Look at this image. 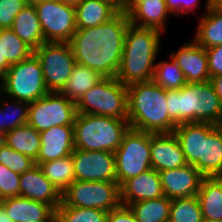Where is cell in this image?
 I'll return each instance as SVG.
<instances>
[{"instance_id": "1", "label": "cell", "mask_w": 222, "mask_h": 222, "mask_svg": "<svg viewBox=\"0 0 222 222\" xmlns=\"http://www.w3.org/2000/svg\"><path fill=\"white\" fill-rule=\"evenodd\" d=\"M129 23L128 15L119 11L102 25L77 29L68 42L76 63L86 65L102 77H115Z\"/></svg>"}, {"instance_id": "2", "label": "cell", "mask_w": 222, "mask_h": 222, "mask_svg": "<svg viewBox=\"0 0 222 222\" xmlns=\"http://www.w3.org/2000/svg\"><path fill=\"white\" fill-rule=\"evenodd\" d=\"M162 32L129 23L116 78L125 86L152 80Z\"/></svg>"}, {"instance_id": "3", "label": "cell", "mask_w": 222, "mask_h": 222, "mask_svg": "<svg viewBox=\"0 0 222 222\" xmlns=\"http://www.w3.org/2000/svg\"><path fill=\"white\" fill-rule=\"evenodd\" d=\"M167 90L153 80L127 86L130 128L150 133H170L177 124L169 117Z\"/></svg>"}, {"instance_id": "4", "label": "cell", "mask_w": 222, "mask_h": 222, "mask_svg": "<svg viewBox=\"0 0 222 222\" xmlns=\"http://www.w3.org/2000/svg\"><path fill=\"white\" fill-rule=\"evenodd\" d=\"M169 117L182 123L222 125V104L210 81L187 83L179 90H167Z\"/></svg>"}, {"instance_id": "5", "label": "cell", "mask_w": 222, "mask_h": 222, "mask_svg": "<svg viewBox=\"0 0 222 222\" xmlns=\"http://www.w3.org/2000/svg\"><path fill=\"white\" fill-rule=\"evenodd\" d=\"M128 120L77 113L74 124V146L87 151L115 152L129 130Z\"/></svg>"}, {"instance_id": "6", "label": "cell", "mask_w": 222, "mask_h": 222, "mask_svg": "<svg viewBox=\"0 0 222 222\" xmlns=\"http://www.w3.org/2000/svg\"><path fill=\"white\" fill-rule=\"evenodd\" d=\"M77 113L128 120L127 86L116 77H104L75 103Z\"/></svg>"}, {"instance_id": "7", "label": "cell", "mask_w": 222, "mask_h": 222, "mask_svg": "<svg viewBox=\"0 0 222 222\" xmlns=\"http://www.w3.org/2000/svg\"><path fill=\"white\" fill-rule=\"evenodd\" d=\"M5 96L28 104L45 96L46 87L42 66L33 53L30 57L13 64L4 74Z\"/></svg>"}, {"instance_id": "8", "label": "cell", "mask_w": 222, "mask_h": 222, "mask_svg": "<svg viewBox=\"0 0 222 222\" xmlns=\"http://www.w3.org/2000/svg\"><path fill=\"white\" fill-rule=\"evenodd\" d=\"M151 133L129 128L122 143L114 152L117 183L121 185L129 178L152 169Z\"/></svg>"}, {"instance_id": "9", "label": "cell", "mask_w": 222, "mask_h": 222, "mask_svg": "<svg viewBox=\"0 0 222 222\" xmlns=\"http://www.w3.org/2000/svg\"><path fill=\"white\" fill-rule=\"evenodd\" d=\"M61 205L97 208L110 212L122 205L120 185L109 181L75 180L62 193Z\"/></svg>"}, {"instance_id": "10", "label": "cell", "mask_w": 222, "mask_h": 222, "mask_svg": "<svg viewBox=\"0 0 222 222\" xmlns=\"http://www.w3.org/2000/svg\"><path fill=\"white\" fill-rule=\"evenodd\" d=\"M76 115L75 102L60 92H48L28 106V124L38 132L55 126H73Z\"/></svg>"}, {"instance_id": "11", "label": "cell", "mask_w": 222, "mask_h": 222, "mask_svg": "<svg viewBox=\"0 0 222 222\" xmlns=\"http://www.w3.org/2000/svg\"><path fill=\"white\" fill-rule=\"evenodd\" d=\"M34 54L39 59L49 92H60L76 65L71 46L66 42H44Z\"/></svg>"}, {"instance_id": "12", "label": "cell", "mask_w": 222, "mask_h": 222, "mask_svg": "<svg viewBox=\"0 0 222 222\" xmlns=\"http://www.w3.org/2000/svg\"><path fill=\"white\" fill-rule=\"evenodd\" d=\"M45 42L68 43L77 30L75 7L59 0L34 3Z\"/></svg>"}, {"instance_id": "13", "label": "cell", "mask_w": 222, "mask_h": 222, "mask_svg": "<svg viewBox=\"0 0 222 222\" xmlns=\"http://www.w3.org/2000/svg\"><path fill=\"white\" fill-rule=\"evenodd\" d=\"M75 180L117 182L115 155L110 151L72 152Z\"/></svg>"}, {"instance_id": "14", "label": "cell", "mask_w": 222, "mask_h": 222, "mask_svg": "<svg viewBox=\"0 0 222 222\" xmlns=\"http://www.w3.org/2000/svg\"><path fill=\"white\" fill-rule=\"evenodd\" d=\"M193 166L204 177H222V125L202 123L200 159Z\"/></svg>"}, {"instance_id": "15", "label": "cell", "mask_w": 222, "mask_h": 222, "mask_svg": "<svg viewBox=\"0 0 222 222\" xmlns=\"http://www.w3.org/2000/svg\"><path fill=\"white\" fill-rule=\"evenodd\" d=\"M164 196L170 199L197 195L204 176L190 164L159 172Z\"/></svg>"}, {"instance_id": "16", "label": "cell", "mask_w": 222, "mask_h": 222, "mask_svg": "<svg viewBox=\"0 0 222 222\" xmlns=\"http://www.w3.org/2000/svg\"><path fill=\"white\" fill-rule=\"evenodd\" d=\"M169 55L180 67L187 83L210 81L206 50L195 40L185 42L178 51L170 52Z\"/></svg>"}, {"instance_id": "17", "label": "cell", "mask_w": 222, "mask_h": 222, "mask_svg": "<svg viewBox=\"0 0 222 222\" xmlns=\"http://www.w3.org/2000/svg\"><path fill=\"white\" fill-rule=\"evenodd\" d=\"M151 164L157 172L187 165L181 145L173 132L151 133Z\"/></svg>"}, {"instance_id": "18", "label": "cell", "mask_w": 222, "mask_h": 222, "mask_svg": "<svg viewBox=\"0 0 222 222\" xmlns=\"http://www.w3.org/2000/svg\"><path fill=\"white\" fill-rule=\"evenodd\" d=\"M19 196L47 203L55 210L62 204V193L48 180L39 165L21 174Z\"/></svg>"}, {"instance_id": "19", "label": "cell", "mask_w": 222, "mask_h": 222, "mask_svg": "<svg viewBox=\"0 0 222 222\" xmlns=\"http://www.w3.org/2000/svg\"><path fill=\"white\" fill-rule=\"evenodd\" d=\"M1 206L12 222H55L56 210L49 204L23 196L1 200Z\"/></svg>"}, {"instance_id": "20", "label": "cell", "mask_w": 222, "mask_h": 222, "mask_svg": "<svg viewBox=\"0 0 222 222\" xmlns=\"http://www.w3.org/2000/svg\"><path fill=\"white\" fill-rule=\"evenodd\" d=\"M164 196L159 172L149 169L129 178L120 185V198L124 206L130 203Z\"/></svg>"}, {"instance_id": "21", "label": "cell", "mask_w": 222, "mask_h": 222, "mask_svg": "<svg viewBox=\"0 0 222 222\" xmlns=\"http://www.w3.org/2000/svg\"><path fill=\"white\" fill-rule=\"evenodd\" d=\"M40 139L41 148L35 163L67 157L75 149L73 126L52 127L40 132Z\"/></svg>"}, {"instance_id": "22", "label": "cell", "mask_w": 222, "mask_h": 222, "mask_svg": "<svg viewBox=\"0 0 222 222\" xmlns=\"http://www.w3.org/2000/svg\"><path fill=\"white\" fill-rule=\"evenodd\" d=\"M120 10L106 0H82L75 6L76 27L85 29L104 24Z\"/></svg>"}, {"instance_id": "23", "label": "cell", "mask_w": 222, "mask_h": 222, "mask_svg": "<svg viewBox=\"0 0 222 222\" xmlns=\"http://www.w3.org/2000/svg\"><path fill=\"white\" fill-rule=\"evenodd\" d=\"M11 30L33 50L45 42L34 3H27L16 15Z\"/></svg>"}, {"instance_id": "24", "label": "cell", "mask_w": 222, "mask_h": 222, "mask_svg": "<svg viewBox=\"0 0 222 222\" xmlns=\"http://www.w3.org/2000/svg\"><path fill=\"white\" fill-rule=\"evenodd\" d=\"M168 11L165 0H146L137 5L129 14V22L138 27L154 28L164 32Z\"/></svg>"}, {"instance_id": "25", "label": "cell", "mask_w": 222, "mask_h": 222, "mask_svg": "<svg viewBox=\"0 0 222 222\" xmlns=\"http://www.w3.org/2000/svg\"><path fill=\"white\" fill-rule=\"evenodd\" d=\"M197 197L203 219L222 222V177H204Z\"/></svg>"}, {"instance_id": "26", "label": "cell", "mask_w": 222, "mask_h": 222, "mask_svg": "<svg viewBox=\"0 0 222 222\" xmlns=\"http://www.w3.org/2000/svg\"><path fill=\"white\" fill-rule=\"evenodd\" d=\"M205 5L206 14L199 18L194 40L207 49L222 45V14L210 5V0Z\"/></svg>"}, {"instance_id": "27", "label": "cell", "mask_w": 222, "mask_h": 222, "mask_svg": "<svg viewBox=\"0 0 222 222\" xmlns=\"http://www.w3.org/2000/svg\"><path fill=\"white\" fill-rule=\"evenodd\" d=\"M5 144L36 161L41 148L40 132L28 123L18 126L6 133Z\"/></svg>"}, {"instance_id": "28", "label": "cell", "mask_w": 222, "mask_h": 222, "mask_svg": "<svg viewBox=\"0 0 222 222\" xmlns=\"http://www.w3.org/2000/svg\"><path fill=\"white\" fill-rule=\"evenodd\" d=\"M102 78L104 77L89 69L86 65L76 63L71 76L60 93L76 103L84 93L94 87Z\"/></svg>"}, {"instance_id": "29", "label": "cell", "mask_w": 222, "mask_h": 222, "mask_svg": "<svg viewBox=\"0 0 222 222\" xmlns=\"http://www.w3.org/2000/svg\"><path fill=\"white\" fill-rule=\"evenodd\" d=\"M0 43L2 50V76L11 65L27 59L34 53V50L11 29H0Z\"/></svg>"}, {"instance_id": "30", "label": "cell", "mask_w": 222, "mask_h": 222, "mask_svg": "<svg viewBox=\"0 0 222 222\" xmlns=\"http://www.w3.org/2000/svg\"><path fill=\"white\" fill-rule=\"evenodd\" d=\"M171 201L172 199L163 196L130 203L128 207L133 212L137 222H165L170 219Z\"/></svg>"}, {"instance_id": "31", "label": "cell", "mask_w": 222, "mask_h": 222, "mask_svg": "<svg viewBox=\"0 0 222 222\" xmlns=\"http://www.w3.org/2000/svg\"><path fill=\"white\" fill-rule=\"evenodd\" d=\"M173 133L181 145L187 164L194 165L200 159L202 123L178 124Z\"/></svg>"}, {"instance_id": "32", "label": "cell", "mask_w": 222, "mask_h": 222, "mask_svg": "<svg viewBox=\"0 0 222 222\" xmlns=\"http://www.w3.org/2000/svg\"><path fill=\"white\" fill-rule=\"evenodd\" d=\"M35 164L39 165L44 175L61 193L75 181L73 159L71 155L57 160Z\"/></svg>"}, {"instance_id": "33", "label": "cell", "mask_w": 222, "mask_h": 222, "mask_svg": "<svg viewBox=\"0 0 222 222\" xmlns=\"http://www.w3.org/2000/svg\"><path fill=\"white\" fill-rule=\"evenodd\" d=\"M168 61L156 63L152 80L165 90H179L187 84L180 67L169 55Z\"/></svg>"}, {"instance_id": "34", "label": "cell", "mask_w": 222, "mask_h": 222, "mask_svg": "<svg viewBox=\"0 0 222 222\" xmlns=\"http://www.w3.org/2000/svg\"><path fill=\"white\" fill-rule=\"evenodd\" d=\"M169 220L171 222H201L203 216L197 195L172 199Z\"/></svg>"}, {"instance_id": "35", "label": "cell", "mask_w": 222, "mask_h": 222, "mask_svg": "<svg viewBox=\"0 0 222 222\" xmlns=\"http://www.w3.org/2000/svg\"><path fill=\"white\" fill-rule=\"evenodd\" d=\"M108 213L97 208H80L60 205L55 222H107Z\"/></svg>"}, {"instance_id": "36", "label": "cell", "mask_w": 222, "mask_h": 222, "mask_svg": "<svg viewBox=\"0 0 222 222\" xmlns=\"http://www.w3.org/2000/svg\"><path fill=\"white\" fill-rule=\"evenodd\" d=\"M0 106L3 110L4 130L6 132L28 123V103L2 99Z\"/></svg>"}, {"instance_id": "37", "label": "cell", "mask_w": 222, "mask_h": 222, "mask_svg": "<svg viewBox=\"0 0 222 222\" xmlns=\"http://www.w3.org/2000/svg\"><path fill=\"white\" fill-rule=\"evenodd\" d=\"M0 163L17 174H23L36 165L33 159L15 151L7 144L0 148Z\"/></svg>"}, {"instance_id": "38", "label": "cell", "mask_w": 222, "mask_h": 222, "mask_svg": "<svg viewBox=\"0 0 222 222\" xmlns=\"http://www.w3.org/2000/svg\"><path fill=\"white\" fill-rule=\"evenodd\" d=\"M21 174L14 173L12 170L0 163V199L19 195Z\"/></svg>"}, {"instance_id": "39", "label": "cell", "mask_w": 222, "mask_h": 222, "mask_svg": "<svg viewBox=\"0 0 222 222\" xmlns=\"http://www.w3.org/2000/svg\"><path fill=\"white\" fill-rule=\"evenodd\" d=\"M27 3V0H0V29H11L16 15Z\"/></svg>"}, {"instance_id": "40", "label": "cell", "mask_w": 222, "mask_h": 222, "mask_svg": "<svg viewBox=\"0 0 222 222\" xmlns=\"http://www.w3.org/2000/svg\"><path fill=\"white\" fill-rule=\"evenodd\" d=\"M168 11L171 15H188L199 6L200 0H165Z\"/></svg>"}, {"instance_id": "41", "label": "cell", "mask_w": 222, "mask_h": 222, "mask_svg": "<svg viewBox=\"0 0 222 222\" xmlns=\"http://www.w3.org/2000/svg\"><path fill=\"white\" fill-rule=\"evenodd\" d=\"M208 56L210 78L222 75V45L205 49Z\"/></svg>"}, {"instance_id": "42", "label": "cell", "mask_w": 222, "mask_h": 222, "mask_svg": "<svg viewBox=\"0 0 222 222\" xmlns=\"http://www.w3.org/2000/svg\"><path fill=\"white\" fill-rule=\"evenodd\" d=\"M107 222H137L133 212L128 206L121 205L119 208L108 213Z\"/></svg>"}, {"instance_id": "43", "label": "cell", "mask_w": 222, "mask_h": 222, "mask_svg": "<svg viewBox=\"0 0 222 222\" xmlns=\"http://www.w3.org/2000/svg\"><path fill=\"white\" fill-rule=\"evenodd\" d=\"M210 82L212 83V85L215 89V92L222 104V75L211 77Z\"/></svg>"}, {"instance_id": "44", "label": "cell", "mask_w": 222, "mask_h": 222, "mask_svg": "<svg viewBox=\"0 0 222 222\" xmlns=\"http://www.w3.org/2000/svg\"><path fill=\"white\" fill-rule=\"evenodd\" d=\"M144 1L146 0H126L125 6L120 11L128 15L137 5Z\"/></svg>"}, {"instance_id": "45", "label": "cell", "mask_w": 222, "mask_h": 222, "mask_svg": "<svg viewBox=\"0 0 222 222\" xmlns=\"http://www.w3.org/2000/svg\"><path fill=\"white\" fill-rule=\"evenodd\" d=\"M210 5L220 14H222V0H210Z\"/></svg>"}, {"instance_id": "46", "label": "cell", "mask_w": 222, "mask_h": 222, "mask_svg": "<svg viewBox=\"0 0 222 222\" xmlns=\"http://www.w3.org/2000/svg\"><path fill=\"white\" fill-rule=\"evenodd\" d=\"M106 1L111 2L119 10H121L126 4V0H106Z\"/></svg>"}, {"instance_id": "47", "label": "cell", "mask_w": 222, "mask_h": 222, "mask_svg": "<svg viewBox=\"0 0 222 222\" xmlns=\"http://www.w3.org/2000/svg\"><path fill=\"white\" fill-rule=\"evenodd\" d=\"M6 131L4 130V119H3V110L0 106V135H6Z\"/></svg>"}, {"instance_id": "48", "label": "cell", "mask_w": 222, "mask_h": 222, "mask_svg": "<svg viewBox=\"0 0 222 222\" xmlns=\"http://www.w3.org/2000/svg\"><path fill=\"white\" fill-rule=\"evenodd\" d=\"M0 222H12L11 219L4 212V209L1 205H0Z\"/></svg>"}, {"instance_id": "49", "label": "cell", "mask_w": 222, "mask_h": 222, "mask_svg": "<svg viewBox=\"0 0 222 222\" xmlns=\"http://www.w3.org/2000/svg\"><path fill=\"white\" fill-rule=\"evenodd\" d=\"M4 94H5L4 76H1V75H0V103H1V99H2V96H1V95H4Z\"/></svg>"}, {"instance_id": "50", "label": "cell", "mask_w": 222, "mask_h": 222, "mask_svg": "<svg viewBox=\"0 0 222 222\" xmlns=\"http://www.w3.org/2000/svg\"><path fill=\"white\" fill-rule=\"evenodd\" d=\"M61 1L62 3H65V4H69V5H72V6H77L82 0H59Z\"/></svg>"}, {"instance_id": "51", "label": "cell", "mask_w": 222, "mask_h": 222, "mask_svg": "<svg viewBox=\"0 0 222 222\" xmlns=\"http://www.w3.org/2000/svg\"><path fill=\"white\" fill-rule=\"evenodd\" d=\"M0 75L2 76V50H1V43H0Z\"/></svg>"}, {"instance_id": "52", "label": "cell", "mask_w": 222, "mask_h": 222, "mask_svg": "<svg viewBox=\"0 0 222 222\" xmlns=\"http://www.w3.org/2000/svg\"><path fill=\"white\" fill-rule=\"evenodd\" d=\"M5 144V135H0V148Z\"/></svg>"}, {"instance_id": "53", "label": "cell", "mask_w": 222, "mask_h": 222, "mask_svg": "<svg viewBox=\"0 0 222 222\" xmlns=\"http://www.w3.org/2000/svg\"><path fill=\"white\" fill-rule=\"evenodd\" d=\"M201 222H220V221H215V220H208V219H203Z\"/></svg>"}, {"instance_id": "54", "label": "cell", "mask_w": 222, "mask_h": 222, "mask_svg": "<svg viewBox=\"0 0 222 222\" xmlns=\"http://www.w3.org/2000/svg\"><path fill=\"white\" fill-rule=\"evenodd\" d=\"M27 1H28V3H35V2L40 1V0H27Z\"/></svg>"}]
</instances>
